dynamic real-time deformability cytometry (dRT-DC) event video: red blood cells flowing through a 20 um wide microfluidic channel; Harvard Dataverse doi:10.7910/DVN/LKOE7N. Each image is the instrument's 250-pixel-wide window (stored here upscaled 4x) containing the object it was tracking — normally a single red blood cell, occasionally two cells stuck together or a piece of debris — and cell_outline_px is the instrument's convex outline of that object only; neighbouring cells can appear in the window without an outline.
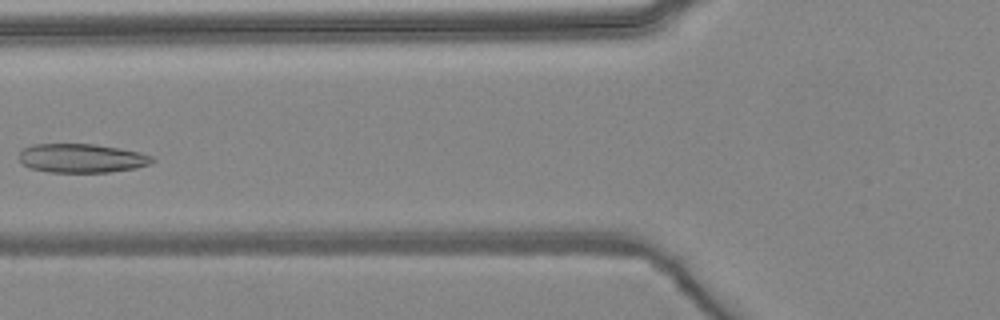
{"species": "common noctule bat (a hibernating species)", "species_latin": "Nyctalus noctula", "temperature_condition": "warm", "stored_images_in_passage": 6, "camera_frame_rate_fps": 3000, "um_per_image_px": 0.085, "animal": {"sex": "female", "body_mass_g": 24.6, "forearm_length_mm": 56.2}, "frame": {"image": 1, "passage_image": 6, "time_ms": 5.667, "image_size_px": [1000, 320], "cell_outline_px": [[156, 160], [148, 164], [136, 168], [108, 172], [48, 172], [28, 168], [20, 164], [20, 152], [24, 148], [32, 144], [92, 144], [120, 148], [140, 152], [152, 156]], "centroid_in_image_um": [6.92, 13.45], "position_along_channel_um": 118.9, "area_um2": 22.54}}